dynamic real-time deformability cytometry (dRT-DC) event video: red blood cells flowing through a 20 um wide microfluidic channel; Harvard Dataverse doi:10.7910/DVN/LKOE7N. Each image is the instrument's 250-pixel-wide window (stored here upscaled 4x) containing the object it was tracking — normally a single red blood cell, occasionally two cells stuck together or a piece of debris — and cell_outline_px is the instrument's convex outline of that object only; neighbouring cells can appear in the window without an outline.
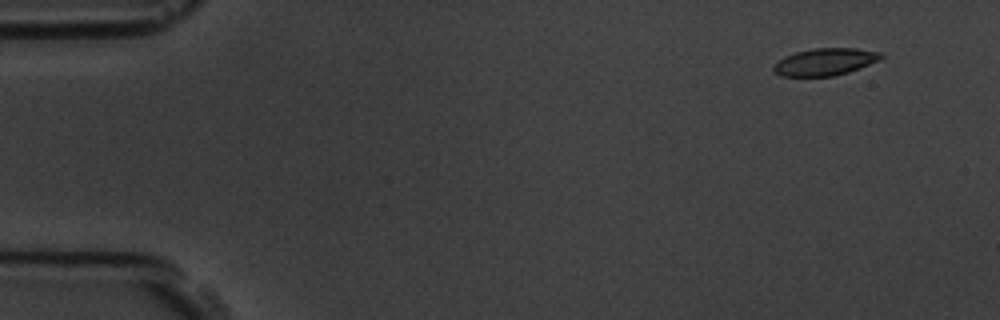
{"species": "common noctule bat (a hibernating species)", "species_latin": "Nyctalus noctula", "temperature_condition": "room temperature", "stored_images_in_passage": 5, "camera_frame_rate_fps": 3000, "um_per_image_px": 0.085, "animal": {"sex": "male", "body_mass_g": 19.5, "forearm_length_mm": 54.6}, "frame": {"image": 1, "passage_image": 1, "time_ms": 0.0, "image_size_px": [1000, 320], "cell_outline_px": [[884, 56], [880, 60], [860, 68], [848, 72], [832, 76], [780, 76], [772, 72], [772, 68], [784, 56], [796, 52], [816, 48], [856, 48], [884, 52]], "centroid_in_image_um": [70.16, 5.25], "position_along_channel_um": 14.8, "area_um2": 17.11}}
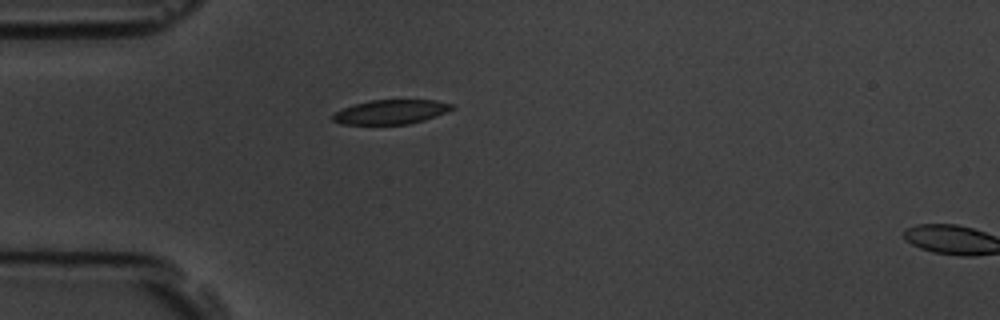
{"frame": {"image": 2, "passage_image": 4, "time_ms": 3.667, "image_size_px": [1000, 320], "cell_outline_px": [[456, 108], [436, 116], [424, 120], [408, 124], [340, 124], [332, 120], [332, 116], [336, 112], [344, 108], [356, 104], [372, 100], [436, 100], [456, 104]], "centroid_in_image_um": [33.29, 9.51], "position_along_channel_um": 51.7, "area_um2": 16.88}}